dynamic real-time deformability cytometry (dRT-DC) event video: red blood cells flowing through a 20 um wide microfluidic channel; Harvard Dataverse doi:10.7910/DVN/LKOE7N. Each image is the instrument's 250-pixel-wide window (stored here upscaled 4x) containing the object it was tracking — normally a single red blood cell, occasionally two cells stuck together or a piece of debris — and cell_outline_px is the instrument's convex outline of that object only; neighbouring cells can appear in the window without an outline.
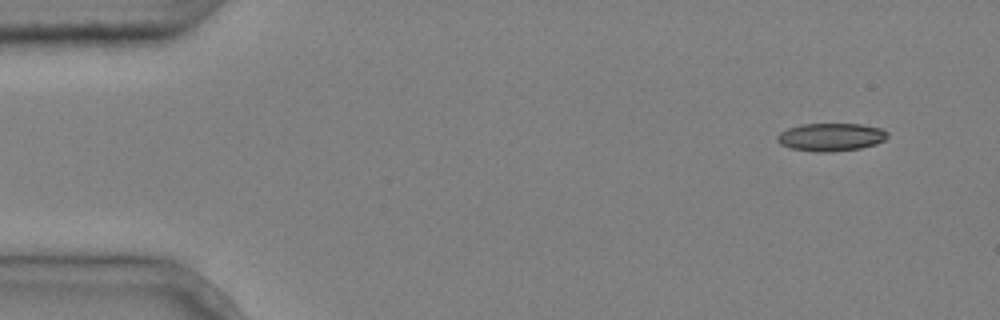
{"species": "common noctule bat (a hibernating species)", "species_latin": "Nyctalus noctula", "temperature_condition": "cold", "stored_images_in_passage": 5, "segment_of_instrument_passage": [1, 2], "camera_frame_rate_fps": 3000, "um_per_image_px": 0.085, "animal": {"sex": "male", "body_mass_g": 20.4}, "frame": {"image": 1, "passage_image": 1, "time_ms": 0.0, "image_size_px": [1000, 320], "cell_outline_px": [[888, 136], [884, 140], [876, 144], [860, 148], [832, 152], [816, 152], [792, 148], [780, 144], [776, 140], [776, 136], [780, 132], [788, 128], [800, 124], [860, 124], [884, 128], [888, 132]], "centroid_in_image_um": [70.64, 11.64], "position_along_channel_um": 14.4, "area_um2": 18.09}}
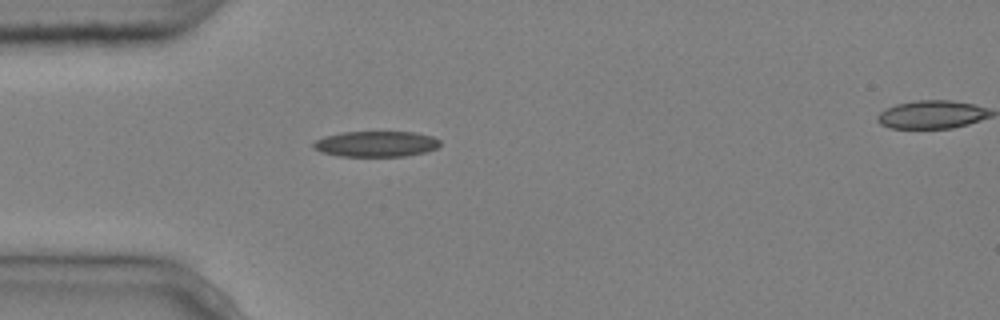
{"frame": {"image": 2, "passage_image": 4, "time_ms": 1.0, "image_size_px": [1000, 320], "cell_outline_px": [[440, 144], [436, 148], [424, 152], [404, 156], [336, 156], [320, 152], [312, 148], [312, 144], [316, 140], [324, 136], [344, 132], [416, 132], [432, 136], [440, 140]], "centroid_in_image_um": [31.93, 12.23], "position_along_channel_um": 53.1, "area_um2": 19.02}}